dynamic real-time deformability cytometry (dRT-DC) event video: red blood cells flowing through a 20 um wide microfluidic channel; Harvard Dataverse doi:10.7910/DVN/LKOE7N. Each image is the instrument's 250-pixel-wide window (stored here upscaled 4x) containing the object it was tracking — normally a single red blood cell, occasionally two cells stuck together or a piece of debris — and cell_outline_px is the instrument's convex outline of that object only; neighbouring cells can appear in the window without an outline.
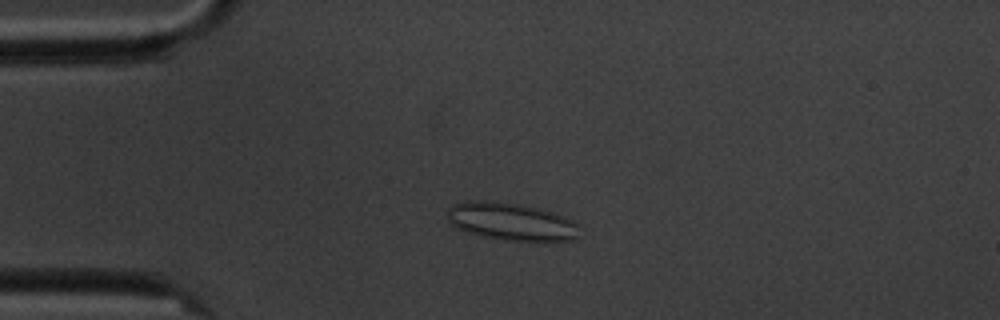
{"species": "common noctule bat (a hibernating species)", "species_latin": "Nyctalus noctula", "temperature_condition": "cold", "stored_images_in_passage": 4, "camera_frame_rate_fps": 3000, "um_per_image_px": 0.085, "animal": {"sex": "male", "body_mass_g": 20.1, "forearm_length_mm": 53.5}, "frame": {"image": 1, "passage_image": 3, "time_ms": 2.333, "image_size_px": [1000, 320], "cell_outline_px": [[576, 240], [504, 240], [484, 236], [468, 232], [456, 228], [448, 220], [448, 208], [452, 204], [464, 200], [480, 200], [516, 204], [536, 208], [552, 212], [564, 216], [576, 224]], "centroid_in_image_um": [43.36, 18.82], "position_along_channel_um": 41.6, "area_um2": 28.38}}